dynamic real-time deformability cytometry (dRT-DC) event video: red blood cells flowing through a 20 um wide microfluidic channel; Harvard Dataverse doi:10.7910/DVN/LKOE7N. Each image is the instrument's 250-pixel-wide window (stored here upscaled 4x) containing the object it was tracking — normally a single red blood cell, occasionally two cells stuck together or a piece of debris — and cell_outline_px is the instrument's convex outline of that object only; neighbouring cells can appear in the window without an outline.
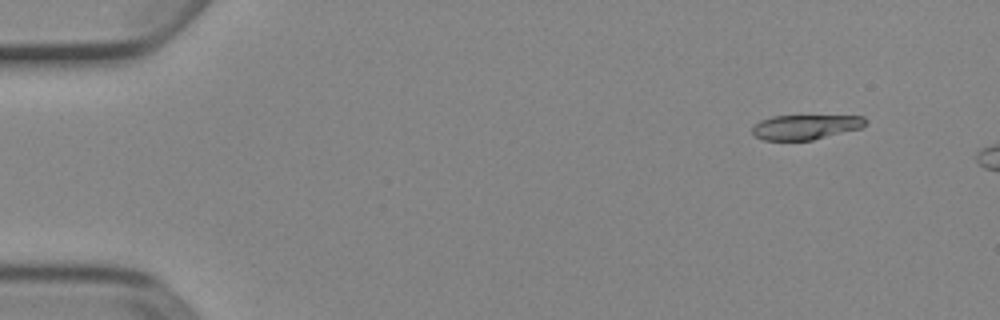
{"species": "Egyptian fruit bat (a non-hibernating species)", "species_latin": "Rousettus aegyptiacus", "temperature_condition": "cold", "stored_images_in_passage": 4, "camera_frame_rate_fps": 3000, "um_per_image_px": 0.085, "animal": {"sex": "female"}, "frame": {"image": 1, "passage_image": 2, "time_ms": 0.333, "image_size_px": [1000, 320], "cell_outline_px": [[864, 124], [860, 128], [812, 140], [764, 140], [756, 136], [752, 132], [752, 128], [760, 120], [772, 116], [864, 116]], "centroid_in_image_um": [68.42, 10.79], "position_along_channel_um": 16.6, "area_um2": 16.01}}